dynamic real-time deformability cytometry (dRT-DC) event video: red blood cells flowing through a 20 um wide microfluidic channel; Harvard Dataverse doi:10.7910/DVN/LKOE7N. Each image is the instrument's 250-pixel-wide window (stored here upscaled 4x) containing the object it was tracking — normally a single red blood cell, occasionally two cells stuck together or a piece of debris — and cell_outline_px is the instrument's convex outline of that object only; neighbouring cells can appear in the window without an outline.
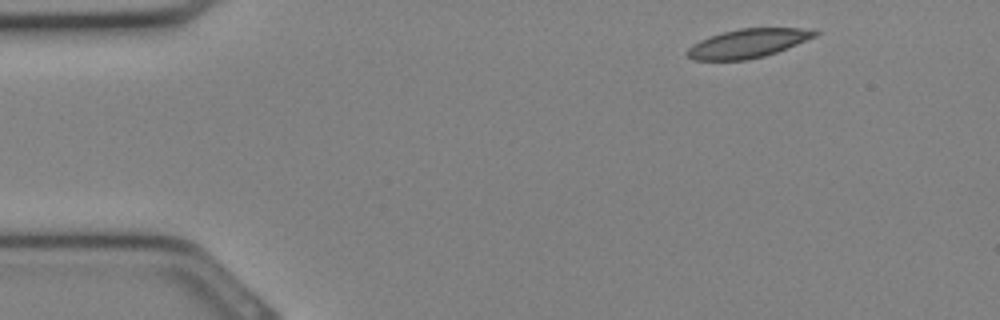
{"species": "Egyptian fruit bat (a non-hibernating species)", "species_latin": "Rousettus aegyptiacus", "temperature_condition": "cold", "stored_images_in_passage": 31, "segment_of_instrument_passage": [1, 2], "camera_frame_rate_fps": 3000, "um_per_image_px": 0.085, "animal": {"sex": "female"}, "frame": {"image": 1, "passage_image": 2, "time_ms": 0.333, "image_size_px": [1000, 320], "cell_outline_px": [[820, 32], [816, 36], [776, 52], [764, 56], [744, 60], [692, 60], [684, 52], [692, 44], [700, 40], [724, 32], [740, 28], [800, 28]], "centroid_in_image_um": [63.52, 3.69], "position_along_channel_um": 21.5, "area_um2": 21.15}}
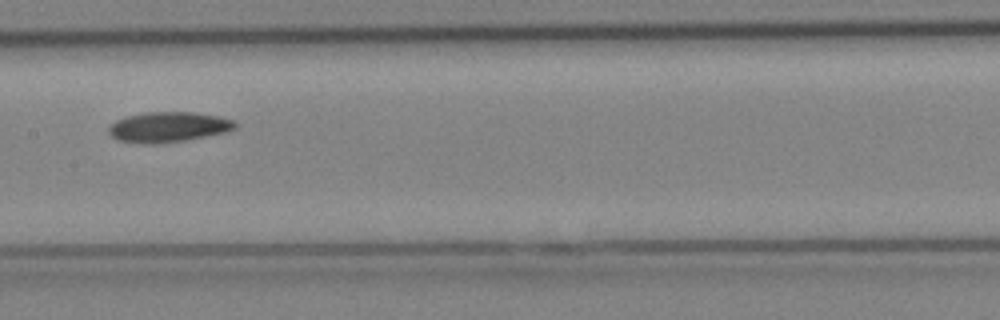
{"frame": {"image": 2, "passage_image": 14, "time_ms": 4.333, "image_size_px": [1000, 320], "cell_outline_px": [[240, 124], [236, 128], [224, 132], [184, 140], [120, 140], [112, 136], [108, 132], [108, 128], [116, 120], [124, 116], [144, 112], [196, 112], [220, 116], [236, 120]], "centroid_in_image_um": [14.41, 10.71], "position_along_channel_um": 193.0, "area_um2": 21.33}}
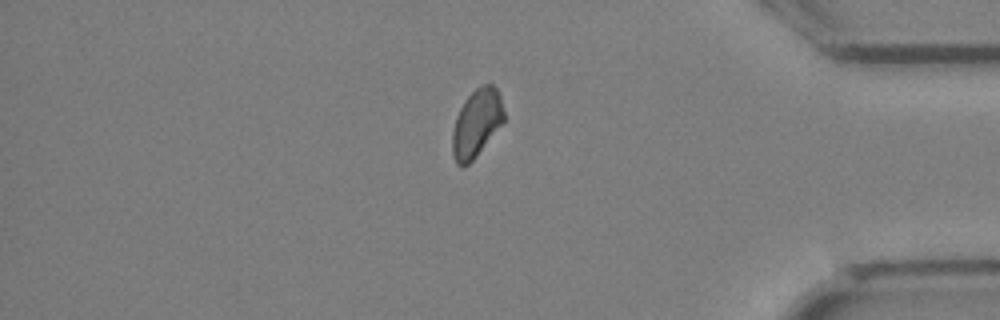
{"frame": {"image": 3, "passage_image": 25, "time_ms": 8.0, "image_size_px": [1000, 320], "cell_outline_px": [[504, 120], [476, 156], [468, 164], [460, 168], [456, 164], [452, 152], [452, 132], [456, 116], [464, 100], [480, 84], [492, 84], [496, 88], [500, 96], [504, 112]], "centroid_in_image_um": [40.48, 10.46], "position_along_channel_um": 394.7, "area_um2": 20.23}}